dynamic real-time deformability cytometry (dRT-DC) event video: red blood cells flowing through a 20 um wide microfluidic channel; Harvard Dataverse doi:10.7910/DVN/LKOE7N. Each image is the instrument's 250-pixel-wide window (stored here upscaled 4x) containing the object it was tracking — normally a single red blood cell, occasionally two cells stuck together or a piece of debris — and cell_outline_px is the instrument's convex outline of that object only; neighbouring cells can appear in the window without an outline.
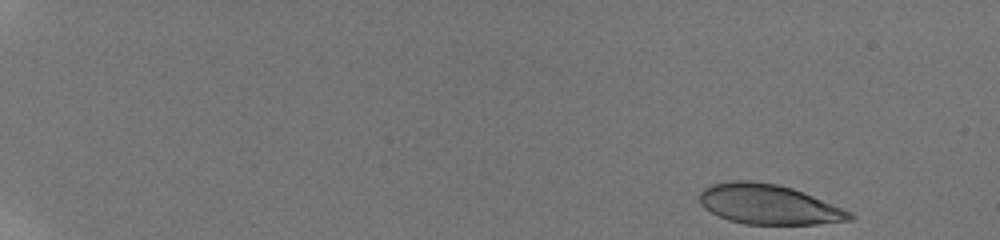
{"species": "human", "species_latin": "Homo sapiens", "temperature_condition": "room temperature", "stored_images_in_passage": 11, "camera_frame_rate_fps": 3000, "um_per_image_px": 0.085, "donor": {"sex": "male"}, "frame": {"image": 1, "passage_image": 1, "time_ms": 0.0, "image_size_px": [1000, 240], "cell_outline_px": [[856, 216], [852, 220], [816, 224], [744, 224], [728, 220], [704, 208], [700, 204], [700, 192], [704, 188], [712, 184], [732, 180], [752, 180], [776, 184], [792, 188], [852, 212]], "centroid_in_image_um": [65.32, 17.37], "position_along_channel_um": 19.7, "area_um2": 34.8}}
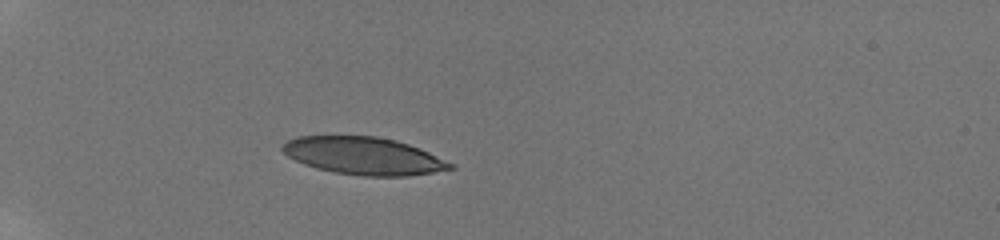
{"frame": {"image": 2, "passage_image": 7, "time_ms": 2.0, "image_size_px": [1000, 240], "cell_outline_px": [[456, 168], [408, 176], [364, 176], [332, 172], [316, 168], [304, 164], [288, 156], [280, 148], [288, 140], [296, 136], [376, 136], [396, 140], [420, 148], [456, 164]], "centroid_in_image_um": [30.94, 13.25], "position_along_channel_um": 54.1, "area_um2": 36.76}}